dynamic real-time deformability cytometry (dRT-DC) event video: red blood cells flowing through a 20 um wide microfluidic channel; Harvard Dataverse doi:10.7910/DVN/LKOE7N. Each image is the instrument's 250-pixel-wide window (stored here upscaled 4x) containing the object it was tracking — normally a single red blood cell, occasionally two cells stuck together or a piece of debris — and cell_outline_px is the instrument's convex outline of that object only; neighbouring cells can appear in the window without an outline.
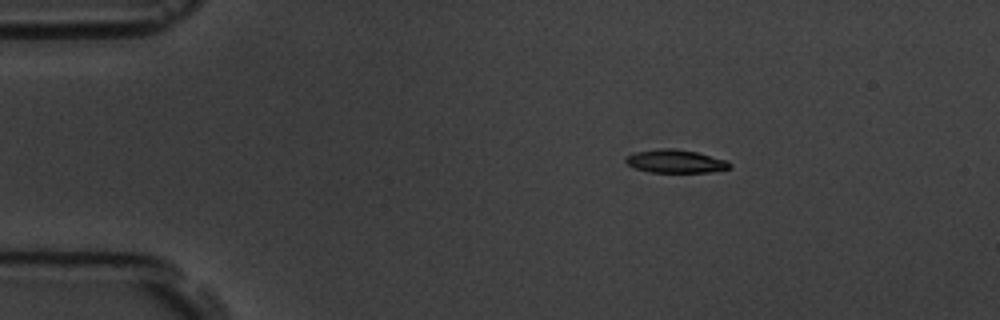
{"species": "common noctule bat (a hibernating species)", "species_latin": "Nyctalus noctula", "temperature_condition": "room temperature", "stored_images_in_passage": 3, "camera_frame_rate_fps": 3000, "um_per_image_px": 0.085, "animal": {"sex": "male", "body_mass_g": 19.5, "forearm_length_mm": 54.6}, "frame": {"image": 1, "passage_image": 1, "time_ms": 0.0, "image_size_px": [1000, 320], "cell_outline_px": [[732, 168], [708, 172], [652, 172], [636, 168], [628, 164], [624, 160], [628, 156], [636, 152], [664, 148], [672, 148], [696, 152], [728, 160], [732, 164]], "centroid_in_image_um": [57.48, 13.71], "position_along_channel_um": 27.5, "area_um2": 13.87}}